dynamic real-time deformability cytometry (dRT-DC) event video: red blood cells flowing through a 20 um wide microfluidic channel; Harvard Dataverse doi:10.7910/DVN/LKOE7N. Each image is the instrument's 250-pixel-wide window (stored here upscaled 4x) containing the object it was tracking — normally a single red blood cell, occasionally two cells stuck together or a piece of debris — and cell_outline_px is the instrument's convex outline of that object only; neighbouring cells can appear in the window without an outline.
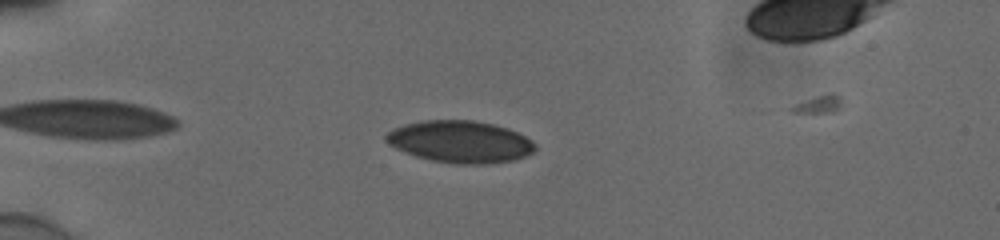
{"species": "human", "species_latin": "Homo sapiens", "temperature_condition": "cold", "stored_images_in_passage": 45, "segment_of_instrument_passage": [1, 2], "camera_frame_rate_fps": 3000, "um_per_image_px": 0.085, "donor": {"sex": "male"}, "frame": {"image": 1, "passage_image": 5, "time_ms": 1.333, "image_size_px": [1000, 240], "cell_outline_px": [[536, 148], [532, 152], [516, 160], [488, 164], [452, 164], [432, 160], [416, 156], [396, 148], [388, 144], [384, 140], [384, 136], [388, 132], [404, 124], [424, 120], [472, 120], [492, 124], [508, 128], [532, 140], [536, 144]], "centroid_in_image_um": [39.12, 12.05], "position_along_channel_um": 45.9, "area_um2": 36.53}}
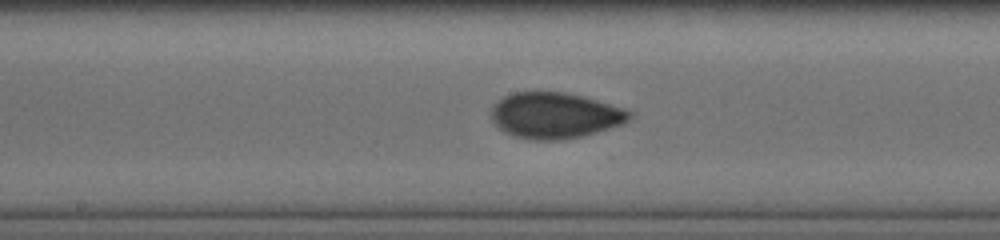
{"frame": {"image": 2, "passage_image": 20, "time_ms": 6.333, "image_size_px": [1000, 240], "cell_outline_px": [[632, 116], [624, 124], [596, 132], [580, 136], [560, 140], [528, 140], [512, 136], [504, 132], [492, 120], [492, 108], [504, 96], [512, 92], [564, 92], [596, 100], [624, 108], [632, 112]], "centroid_in_image_um": [47.17, 9.82], "position_along_channel_um": 201.0, "area_um2": 36.82}}
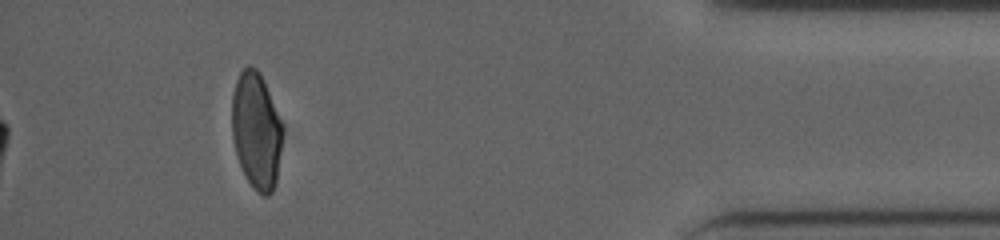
{"frame": {"image": 3, "passage_image": 40, "time_ms": 13.0, "image_size_px": [1000, 240], "cell_outline_px": [[280, 148], [276, 184], [272, 192], [268, 196], [264, 196], [256, 192], [248, 180], [240, 164], [232, 140], [232, 96], [236, 80], [240, 72], [248, 64], [256, 68], [260, 72], [268, 92], [280, 124]], "centroid_in_image_um": [21.74, 11.11], "position_along_channel_um": 413.5, "area_um2": 33.58}}